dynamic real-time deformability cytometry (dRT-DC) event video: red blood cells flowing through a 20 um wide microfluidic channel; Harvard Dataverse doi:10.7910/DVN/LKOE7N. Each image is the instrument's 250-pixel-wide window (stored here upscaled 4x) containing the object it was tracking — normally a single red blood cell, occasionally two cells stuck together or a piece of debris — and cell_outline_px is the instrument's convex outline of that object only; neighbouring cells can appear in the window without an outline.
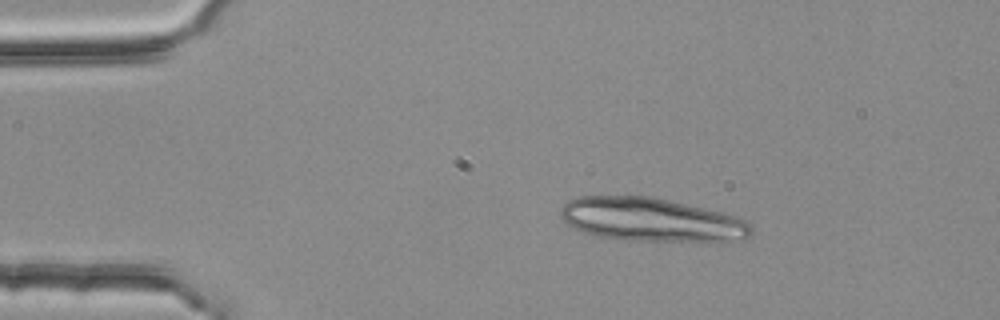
{"species": "common noctule bat (a hibernating species)", "species_latin": "Nyctalus noctula", "temperature_condition": "room temperature", "stored_images_in_passage": 2, "camera_frame_rate_fps": 3000, "um_per_image_px": 0.085, "animal": {"sex": "female", "body_mass_g": 25.1}, "frame": {"image": 1, "passage_image": 1, "time_ms": 0.0, "image_size_px": [1000, 320], "cell_outline_px": [[752, 232], [744, 240], [620, 240], [596, 236], [584, 232], [568, 224], [560, 216], [560, 208], [568, 200], [580, 196], [652, 196], [724, 212], [736, 216], [752, 224]], "centroid_in_image_um": [55.34, 18.66], "position_along_channel_um": 29.7, "area_um2": 48.26}}